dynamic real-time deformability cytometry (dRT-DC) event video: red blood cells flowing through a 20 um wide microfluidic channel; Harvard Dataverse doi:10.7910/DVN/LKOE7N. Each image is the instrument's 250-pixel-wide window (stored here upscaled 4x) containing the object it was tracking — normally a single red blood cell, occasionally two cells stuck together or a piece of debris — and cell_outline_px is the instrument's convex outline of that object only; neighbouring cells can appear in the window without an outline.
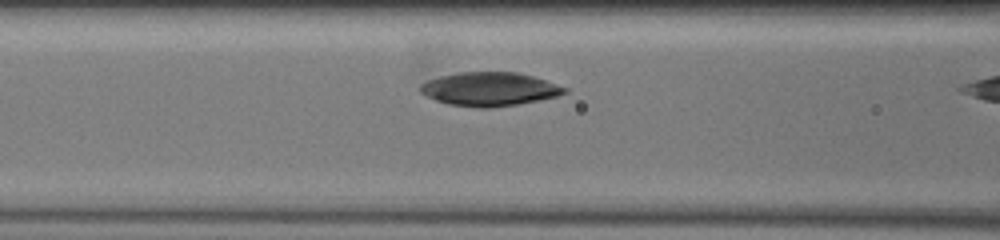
{"species": "common noctule bat (a hibernating species)", "species_latin": "Nyctalus noctula", "temperature_condition": "warm", "stored_images_in_passage": 5, "camera_frame_rate_fps": 3000, "um_per_image_px": 0.085, "animal": {"sex": "female", "body_mass_g": 19.5, "forearm_length_mm": 54.1}, "frame": {"image": 1, "passage_image": 4, "time_ms": 2.0, "image_size_px": [1000, 240], "cell_outline_px": [[568, 92], [556, 96], [516, 104], [488, 108], [484, 108], [448, 104], [436, 100], [420, 92], [420, 84], [428, 80], [440, 76], [456, 72], [520, 72], [568, 88]], "centroid_in_image_um": [41.59, 7.56], "position_along_channel_um": 125.0, "area_um2": 28.03}}